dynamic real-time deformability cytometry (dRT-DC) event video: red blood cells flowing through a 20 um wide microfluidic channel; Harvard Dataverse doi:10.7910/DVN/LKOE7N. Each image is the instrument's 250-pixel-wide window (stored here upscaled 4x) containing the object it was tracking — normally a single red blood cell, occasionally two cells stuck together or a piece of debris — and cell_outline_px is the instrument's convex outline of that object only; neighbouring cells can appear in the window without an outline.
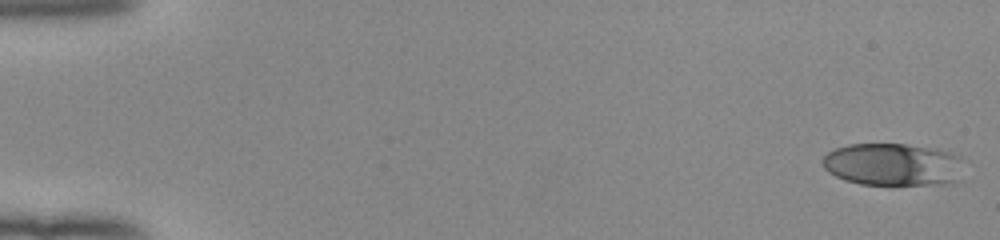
{"species": "human", "species_latin": "Homo sapiens", "temperature_condition": "room temperature", "stored_images_in_passage": 52, "camera_frame_rate_fps": 3000, "um_per_image_px": 0.085, "donor": {"sex": "female"}, "frame": {"image": 1, "passage_image": 1, "time_ms": 0.0, "image_size_px": [1000, 240], "cell_outline_px": [[964, 180], [952, 184], [860, 184], [844, 180], [828, 172], [824, 168], [820, 160], [828, 152], [836, 148], [848, 144], [904, 144], [936, 148], [952, 152], [960, 156]], "centroid_in_image_um": [75.96, 13.99], "position_along_channel_um": 9.0, "area_um2": 35.66}}
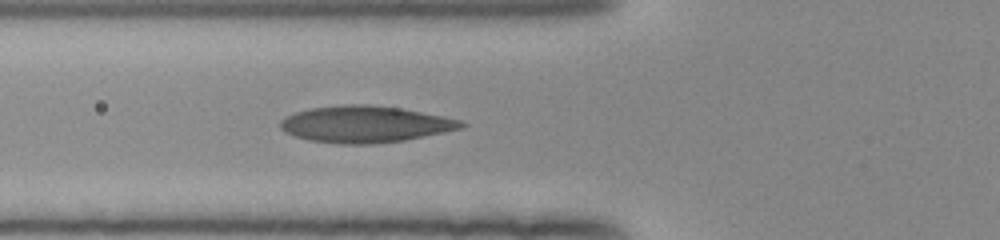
{"frame": {"image": 2, "passage_image": 20, "time_ms": 6.333, "image_size_px": [1000, 240], "cell_outline_px": [[468, 124], [464, 128], [404, 140], [372, 144], [340, 144], [308, 140], [284, 132], [280, 128], [280, 120], [284, 116], [296, 112], [312, 108], [344, 104], [368, 104], [400, 108], [444, 116], [460, 120]], "centroid_in_image_um": [31.03, 10.56], "position_along_channel_um": 94.8, "area_um2": 38.67}}
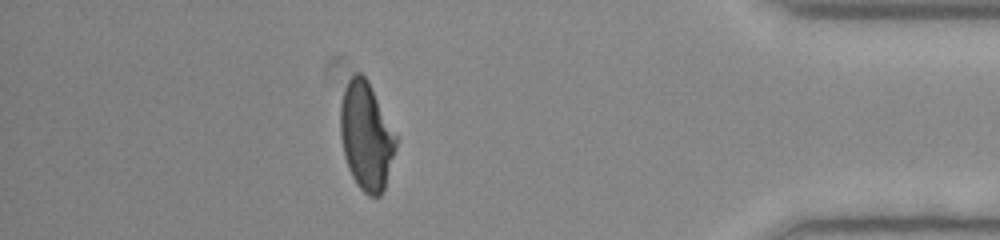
{"frame": {"image": 3, "passage_image": 46, "time_ms": 15.0, "image_size_px": [1000, 240], "cell_outline_px": [[396, 148], [384, 188], [380, 196], [368, 196], [356, 184], [348, 168], [344, 156], [340, 136], [340, 104], [344, 88], [348, 80], [356, 72], [360, 72], [368, 80], [396, 136]], "centroid_in_image_um": [31.1, 11.56], "position_along_channel_um": 404.1, "area_um2": 34.74}, "authors_computed_cell_mechanics": {"area_um2": 36.6741, "velocity_mm_per_s": 3.9956, "shape_relaxation_time_tau1_ms": 6.4992, "shape_relaxation_time_tau2_ms": 0.8526, "deformation_change_tau1": 0.2201, "deformation_change_tau2": 0.0937}}